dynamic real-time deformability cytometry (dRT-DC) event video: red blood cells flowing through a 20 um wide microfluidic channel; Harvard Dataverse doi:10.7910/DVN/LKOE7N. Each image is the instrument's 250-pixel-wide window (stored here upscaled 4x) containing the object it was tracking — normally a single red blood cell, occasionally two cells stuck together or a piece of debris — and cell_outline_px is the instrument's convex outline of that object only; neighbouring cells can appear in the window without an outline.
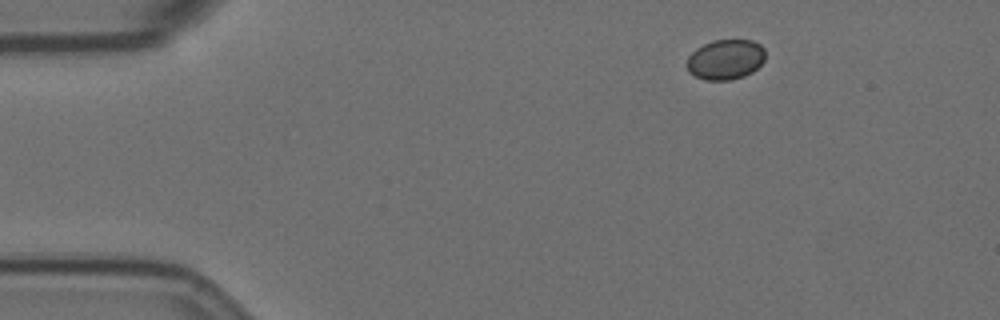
{"species": "Egyptian fruit bat (a non-hibernating species)", "species_latin": "Rousettus aegyptiacus", "temperature_condition": "room temperature", "stored_images_in_passage": 50, "camera_frame_rate_fps": 3000, "um_per_image_px": 0.085, "animal": {"sex": "female"}, "frame": {"image": 1, "passage_image": 1, "time_ms": 0.0, "image_size_px": [1000, 320], "cell_outline_px": [[764, 60], [752, 72], [744, 76], [728, 80], [704, 80], [688, 72], [688, 56], [696, 48], [712, 40], [752, 40], [760, 44], [764, 48]], "centroid_in_image_um": [61.66, 5.05], "position_along_channel_um": 23.3, "area_um2": 18.26}}
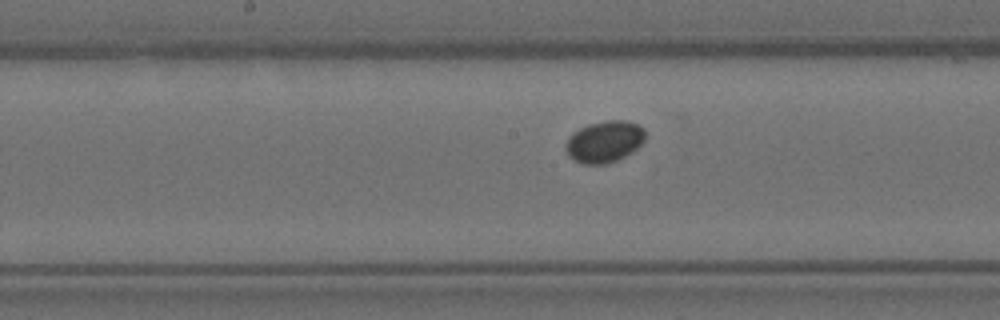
{"frame": {"image": 2, "passage_image": 22, "time_ms": 7.0, "image_size_px": [1000, 320], "cell_outline_px": [[644, 140], [632, 152], [616, 160], [604, 164], [584, 164], [568, 156], [564, 148], [564, 144], [568, 136], [572, 132], [588, 124], [608, 120], [628, 120], [640, 124], [644, 128]], "centroid_in_image_um": [51.35, 12.02], "position_along_channel_um": 196.9, "area_um2": 19.42}}
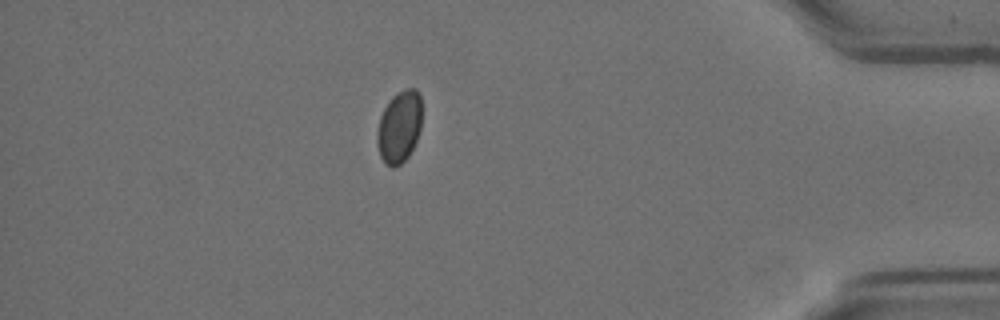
{"frame": {"image": 3, "passage_image": 43, "time_ms": 14.0, "image_size_px": [1000, 320], "cell_outline_px": [[420, 128], [416, 140], [408, 156], [400, 164], [392, 168], [384, 164], [380, 156], [376, 140], [376, 136], [380, 116], [384, 108], [392, 96], [408, 88], [416, 88], [420, 92]], "centroid_in_image_um": [33.91, 10.79], "position_along_channel_um": 401.3, "area_um2": 18.67}}